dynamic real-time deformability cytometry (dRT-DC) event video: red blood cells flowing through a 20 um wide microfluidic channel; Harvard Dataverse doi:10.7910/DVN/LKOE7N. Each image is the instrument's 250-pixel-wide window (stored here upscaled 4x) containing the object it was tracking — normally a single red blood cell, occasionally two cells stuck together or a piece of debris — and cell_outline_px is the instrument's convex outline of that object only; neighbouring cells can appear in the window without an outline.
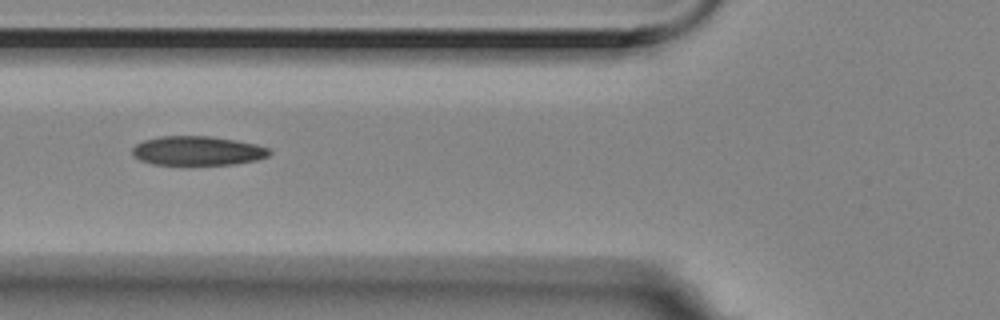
{"species": "Egyptian fruit bat (a non-hibernating species)", "species_latin": "Rousettus aegyptiacus", "temperature_condition": "room temperature", "stored_images_in_passage": 7, "camera_frame_rate_fps": 3000, "um_per_image_px": 0.085, "animal": {"sex": "female"}, "frame": {"image": 1, "passage_image": 6, "time_ms": 1.667, "image_size_px": [1000, 320], "cell_outline_px": [[272, 152], [268, 156], [256, 160], [232, 164], [152, 164], [140, 160], [132, 156], [132, 148], [136, 144], [144, 140], [160, 136], [212, 136], [236, 140], [256, 144], [268, 148]], "centroid_in_image_um": [16.77, 12.8], "position_along_channel_um": 109.0, "area_um2": 23.29}}
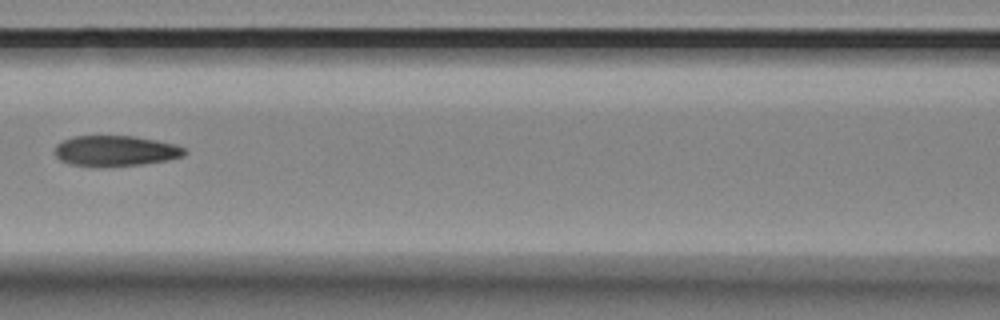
{"frame": {"image": 2, "passage_image": 7, "time_ms": 2.0, "image_size_px": [1000, 320], "cell_outline_px": [[188, 152], [184, 156], [168, 160], [140, 164], [104, 168], [72, 164], [60, 160], [56, 156], [56, 144], [72, 136], [136, 136], [176, 144], [184, 148]], "centroid_in_image_um": [9.84, 12.83], "position_along_channel_um": 156.8, "area_um2": 23.35}}